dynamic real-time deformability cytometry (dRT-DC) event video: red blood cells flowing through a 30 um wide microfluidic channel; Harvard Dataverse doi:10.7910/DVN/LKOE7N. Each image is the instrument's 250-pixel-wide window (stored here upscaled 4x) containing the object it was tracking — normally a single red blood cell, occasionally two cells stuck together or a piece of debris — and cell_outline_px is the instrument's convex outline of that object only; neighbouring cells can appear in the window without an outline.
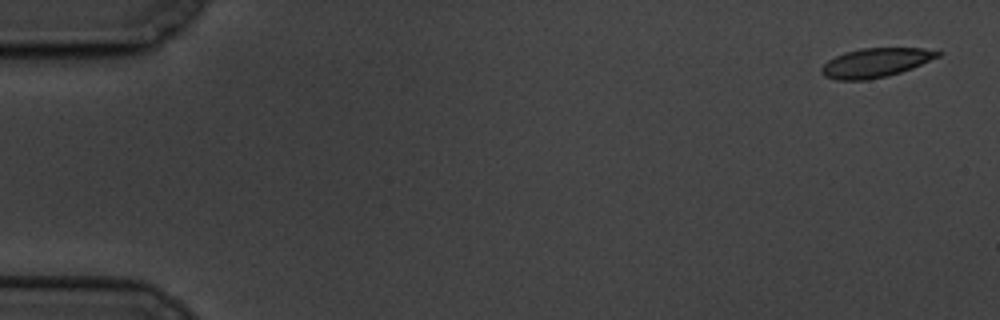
{"species": "common noctule bat (a hibernating species)", "species_latin": "Nyctalus noctula", "temperature_condition": "cold", "stored_images_in_passage": 9, "camera_frame_rate_fps": 3000, "um_per_image_px": 0.085, "animal": {"sex": "male", "body_mass_g": 19.5, "forearm_length_mm": 54.6}, "frame": {"image": 1, "passage_image": 1, "time_ms": 0.0, "image_size_px": [1000, 320], "cell_outline_px": [[944, 52], [940, 56], [912, 68], [888, 76], [868, 80], [836, 80], [824, 76], [820, 72], [820, 68], [828, 60], [844, 52], [860, 48], [924, 48]], "centroid_in_image_um": [74.42, 5.33], "position_along_channel_um": 10.6, "area_um2": 19.88}}
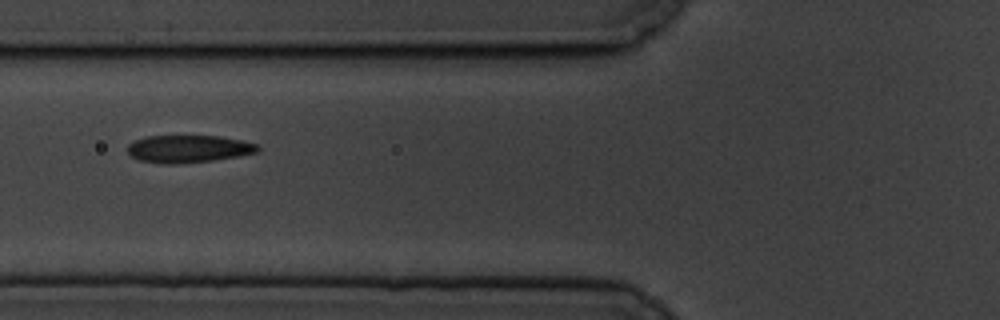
{"frame": {"image": 2, "passage_image": 7, "time_ms": 7.0, "image_size_px": [1000, 320], "cell_outline_px": [[260, 148], [256, 152], [236, 156], [212, 160], [180, 164], [164, 164], [140, 160], [132, 156], [128, 152], [128, 144], [136, 140], [148, 136], [220, 136], [240, 140], [256, 144]], "centroid_in_image_um": [15.99, 12.65], "position_along_channel_um": 109.8, "area_um2": 20.58}}
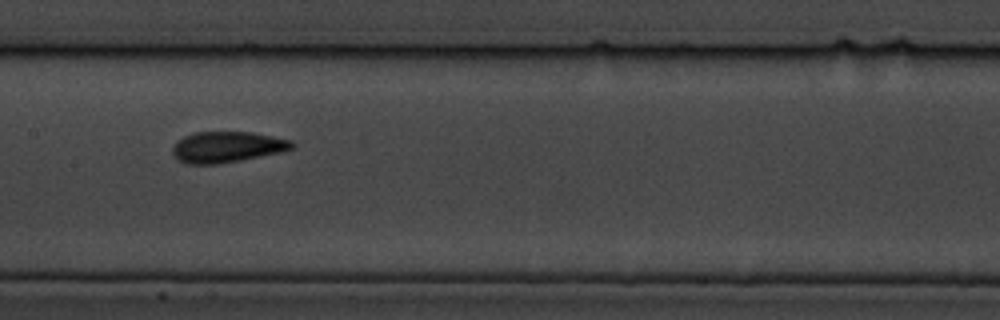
{"frame": {"image": 3, "passage_image": 9, "time_ms": 9.333, "image_size_px": [1000, 320], "cell_outline_px": [[296, 144], [292, 148], [280, 152], [240, 160], [216, 164], [188, 164], [176, 160], [172, 152], [172, 148], [176, 140], [184, 136], [196, 132], [252, 132], [292, 140]], "centroid_in_image_um": [19.26, 12.49], "position_along_channel_um": 188.1, "area_um2": 21.56}}